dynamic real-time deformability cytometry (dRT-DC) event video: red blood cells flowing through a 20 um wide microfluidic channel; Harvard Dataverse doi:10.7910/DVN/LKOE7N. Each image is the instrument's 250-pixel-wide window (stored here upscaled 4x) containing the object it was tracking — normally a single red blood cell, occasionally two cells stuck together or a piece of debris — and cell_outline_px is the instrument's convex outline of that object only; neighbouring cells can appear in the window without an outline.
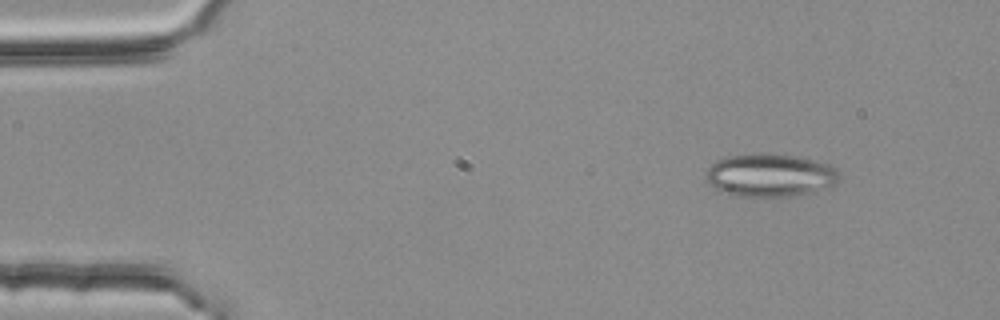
{"species": "common noctule bat (a hibernating species)", "species_latin": "Nyctalus noctula", "temperature_condition": "room temperature", "stored_images_in_passage": 3, "camera_frame_rate_fps": 3000, "um_per_image_px": 0.085, "animal": {"sex": "female", "body_mass_g": 25.1}, "frame": {"image": 1, "passage_image": 1, "time_ms": 0.0, "image_size_px": [1000, 320], "cell_outline_px": [[844, 176], [832, 188], [812, 192], [788, 196], [736, 196], [720, 192], [708, 184], [704, 180], [704, 176], [708, 168], [716, 160], [728, 156], [800, 156], [828, 164], [836, 168]], "centroid_in_image_um": [65.5, 14.94], "position_along_channel_um": 19.5, "area_um2": 33.29}}